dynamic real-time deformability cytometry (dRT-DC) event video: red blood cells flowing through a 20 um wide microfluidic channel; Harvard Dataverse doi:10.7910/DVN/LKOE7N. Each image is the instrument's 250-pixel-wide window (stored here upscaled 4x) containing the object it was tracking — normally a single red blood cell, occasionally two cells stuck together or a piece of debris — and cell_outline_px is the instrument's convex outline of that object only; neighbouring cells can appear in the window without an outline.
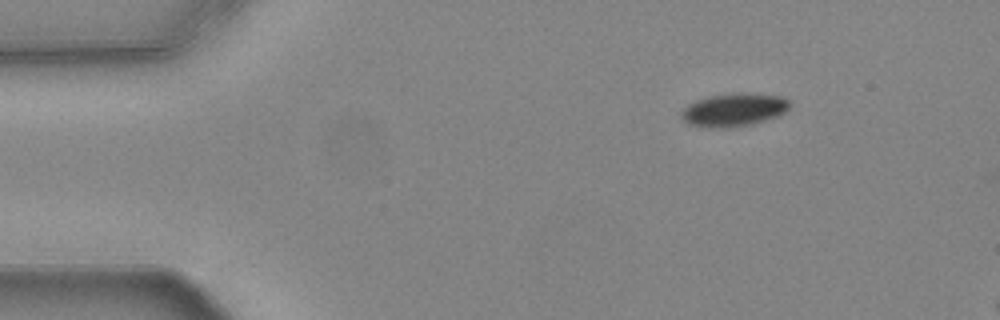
{"species": "common noctule bat (a hibernating species)", "species_latin": "Nyctalus noctula", "temperature_condition": "warm", "stored_images_in_passage": 8, "camera_frame_rate_fps": 3000, "um_per_image_px": 0.085, "animal": {"sex": "female", "body_mass_g": 24.6, "forearm_length_mm": 56.2}, "frame": {"image": 1, "passage_image": 1, "time_ms": 0.0, "image_size_px": [1000, 320], "cell_outline_px": [[788, 108], [780, 116], [752, 124], [732, 128], [700, 128], [688, 124], [680, 116], [680, 112], [688, 104], [712, 96], [736, 92], [740, 92], [780, 96], [788, 100]], "centroid_in_image_um": [62.35, 9.36], "position_along_channel_um": 22.6, "area_um2": 21.04}}